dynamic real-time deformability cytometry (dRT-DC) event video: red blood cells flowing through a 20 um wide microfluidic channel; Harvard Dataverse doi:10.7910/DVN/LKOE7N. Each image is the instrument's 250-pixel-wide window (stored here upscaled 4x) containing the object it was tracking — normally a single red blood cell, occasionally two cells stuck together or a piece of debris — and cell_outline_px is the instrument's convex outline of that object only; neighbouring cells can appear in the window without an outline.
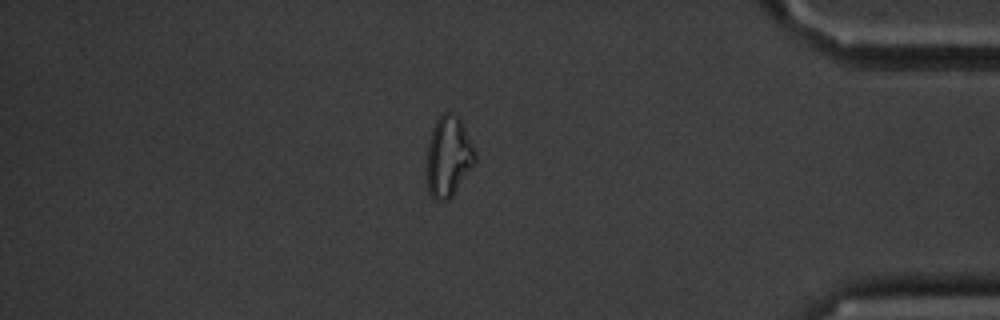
{"species": "common noctule bat (a hibernating species)", "species_latin": "Nyctalus noctula", "temperature_condition": "cold", "stored_images_in_passage": 15, "segment_of_instrument_passage": [2, 2], "camera_frame_rate_fps": 3000, "um_per_image_px": 0.085, "animal": {"sex": "male", "body_mass_g": 20.1, "forearm_length_mm": 53.5}, "frame": {"image": 1, "passage_image": 15, "time_ms": 18.333, "image_size_px": [1000, 320], "cell_outline_px": [[476, 160], [452, 196], [448, 200], [432, 200], [428, 192], [424, 176], [428, 140], [432, 128], [436, 120], [444, 112], [452, 112], [460, 120], [476, 152]], "centroid_in_image_um": [38.05, 13.35], "position_along_channel_um": 397.2, "area_um2": 23.06}}